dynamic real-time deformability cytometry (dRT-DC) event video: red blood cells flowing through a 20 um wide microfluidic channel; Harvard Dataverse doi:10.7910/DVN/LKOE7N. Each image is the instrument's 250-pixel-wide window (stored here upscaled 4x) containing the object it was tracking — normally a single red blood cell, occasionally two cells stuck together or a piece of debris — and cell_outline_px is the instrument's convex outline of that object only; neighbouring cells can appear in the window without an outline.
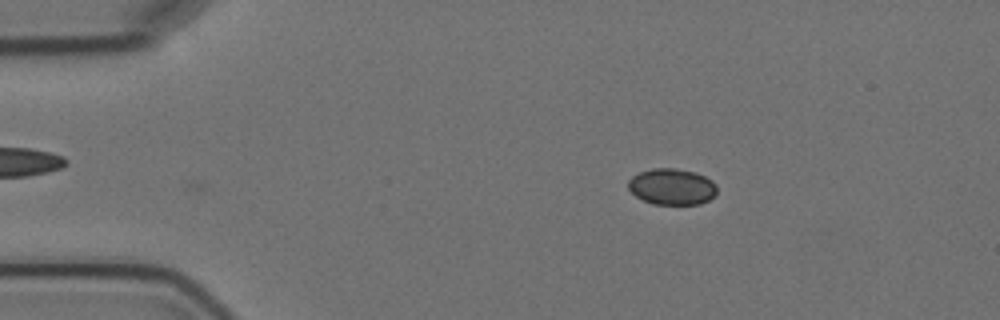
{"species": "Egyptian fruit bat (a non-hibernating species)", "species_latin": "Rousettus aegyptiacus", "temperature_condition": "cold", "stored_images_in_passage": 4, "camera_frame_rate_fps": 3000, "um_per_image_px": 0.085, "animal": {"sex": "female"}, "frame": {"image": 1, "passage_image": 4, "time_ms": 4.667, "image_size_px": [1000, 320], "cell_outline_px": [[716, 196], [700, 204], [652, 204], [636, 196], [628, 188], [628, 180], [632, 176], [640, 172], [652, 168], [676, 168], [692, 172], [704, 176], [712, 180], [716, 184]], "centroid_in_image_um": [57.11, 15.87], "position_along_channel_um": 27.9, "area_um2": 18.73}}